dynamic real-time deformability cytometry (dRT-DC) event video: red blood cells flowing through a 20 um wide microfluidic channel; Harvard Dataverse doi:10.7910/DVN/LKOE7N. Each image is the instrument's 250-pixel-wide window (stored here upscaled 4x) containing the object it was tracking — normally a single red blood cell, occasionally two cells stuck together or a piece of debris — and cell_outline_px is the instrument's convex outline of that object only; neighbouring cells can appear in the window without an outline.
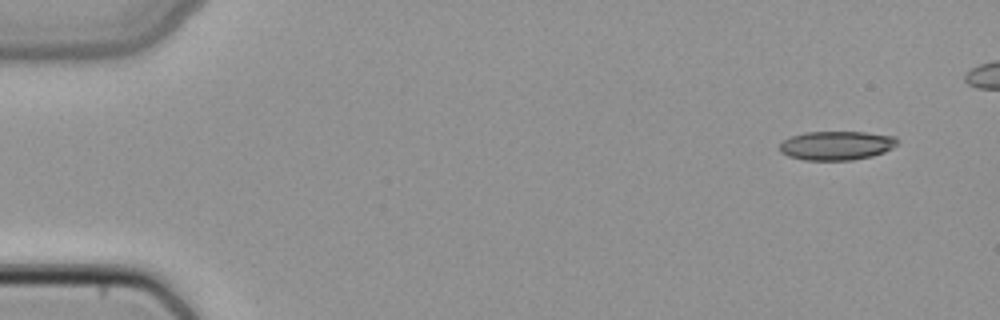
{"species": "common noctule bat (a hibernating species)", "species_latin": "Nyctalus noctula", "temperature_condition": "cold", "stored_images_in_passage": 5, "camera_frame_rate_fps": 3000, "um_per_image_px": 0.085, "animal": {"sex": "female", "body_mass_g": 22.7, "forearm_length_mm": 54.2}, "frame": {"image": 1, "passage_image": 1, "time_ms": 0.0, "image_size_px": [1000, 320], "cell_outline_px": [[896, 144], [892, 148], [884, 152], [872, 156], [852, 160], [804, 160], [788, 156], [780, 152], [780, 144], [784, 140], [792, 136], [804, 132], [864, 132], [896, 136]], "centroid_in_image_um": [71.09, 12.37], "position_along_channel_um": 13.9, "area_um2": 19.83}}
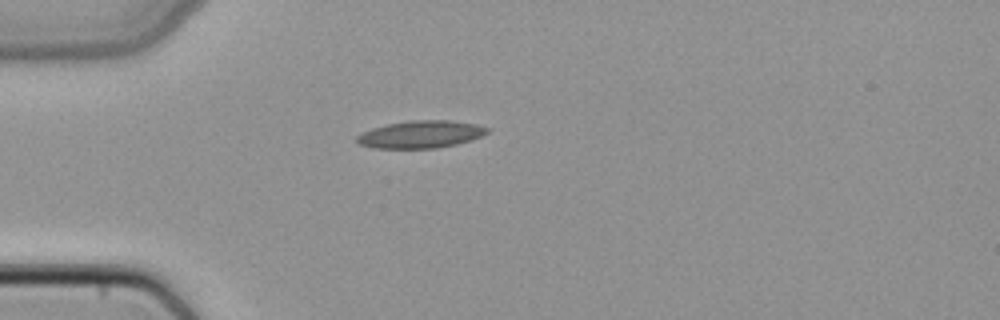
{"frame": {"image": 2, "passage_image": 5, "time_ms": 1.333, "image_size_px": [1000, 320], "cell_outline_px": [[492, 128], [488, 132], [472, 140], [456, 144], [436, 148], [372, 148], [360, 144], [356, 140], [356, 136], [372, 128], [388, 124], [408, 120], [448, 120], [476, 124]], "centroid_in_image_um": [35.78, 11.41], "position_along_channel_um": 49.2, "area_um2": 20.81}}